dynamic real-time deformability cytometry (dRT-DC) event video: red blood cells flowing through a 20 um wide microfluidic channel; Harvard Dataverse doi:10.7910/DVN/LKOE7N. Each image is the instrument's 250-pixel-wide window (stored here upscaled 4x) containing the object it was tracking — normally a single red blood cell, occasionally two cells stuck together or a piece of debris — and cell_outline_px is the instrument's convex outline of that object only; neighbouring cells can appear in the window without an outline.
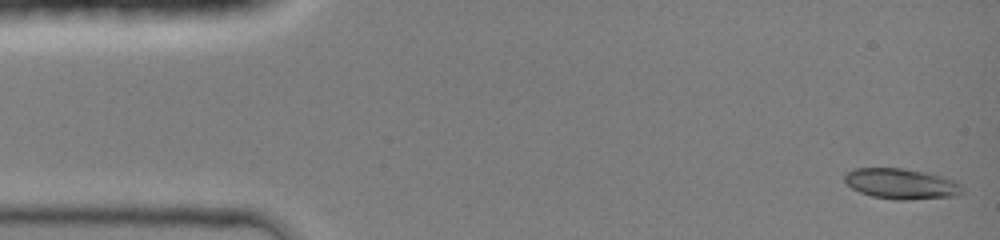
{"species": "common noctule bat (a hibernating species)", "species_latin": "Nyctalus noctula", "temperature_condition": "room temperature", "stored_images_in_passage": 44, "camera_frame_rate_fps": 3000, "um_per_image_px": 0.085, "animal": {"sex": "female", "body_mass_g": 19.0, "forearm_length_mm": 51.5}, "frame": {"image": 1, "passage_image": 1, "time_ms": 0.0, "image_size_px": [1000, 240], "cell_outline_px": [[964, 192], [956, 196], [908, 200], [896, 200], [872, 196], [860, 192], [852, 188], [844, 180], [844, 172], [852, 168], [904, 168], [928, 172], [944, 176], [956, 180], [964, 188]], "centroid_in_image_um": [76.64, 15.61], "position_along_channel_um": 8.4, "area_um2": 21.39}}
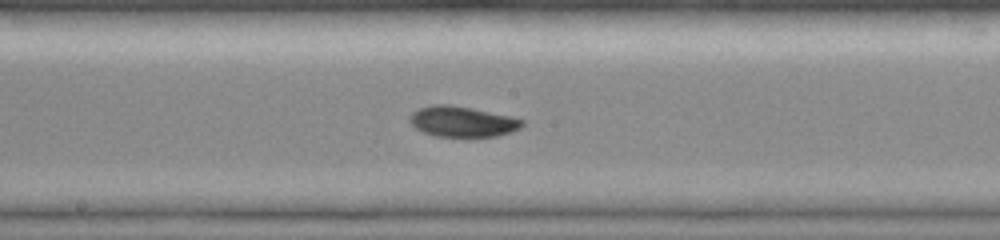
{"frame": {"image": 2, "passage_image": 23, "time_ms": 7.333, "image_size_px": [1000, 240], "cell_outline_px": [[524, 124], [520, 128], [512, 132], [496, 136], [436, 136], [424, 132], [416, 128], [408, 120], [408, 116], [412, 112], [420, 108], [432, 104], [448, 104], [472, 108], [512, 116], [524, 120]], "centroid_in_image_um": [39.3, 10.32], "position_along_channel_um": 208.9, "area_um2": 20.06}}
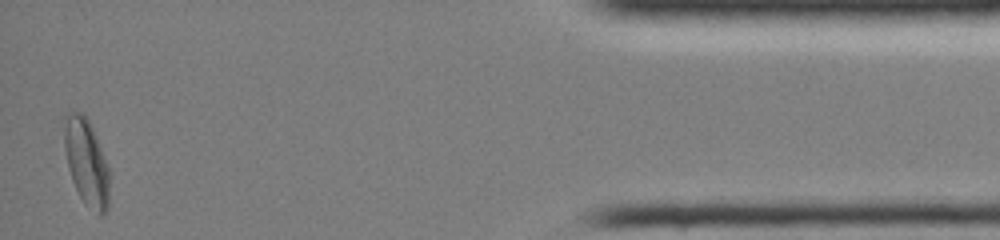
{"frame": {"image": 3, "passage_image": 43, "time_ms": 14.0, "image_size_px": [1000, 240], "cell_outline_px": [[108, 208], [100, 216], [84, 204], [72, 180], [68, 168], [64, 148], [64, 116], [68, 112], [84, 112], [96, 136], [108, 168]], "centroid_in_image_um": [7.32, 13.77], "position_along_channel_um": 427.9, "area_um2": 22.6}, "authors_computed_cell_mechanics": {"area_um2": 20.1722, "velocity_mm_per_s": 4.3, "shape_relaxation_time_tau1_ms": 10.8453, "shape_relaxation_time_tau2_ms": 5.0993, "deformation_change_tau1": 0.2509, "deformation_change_tau2": 0.0591}}